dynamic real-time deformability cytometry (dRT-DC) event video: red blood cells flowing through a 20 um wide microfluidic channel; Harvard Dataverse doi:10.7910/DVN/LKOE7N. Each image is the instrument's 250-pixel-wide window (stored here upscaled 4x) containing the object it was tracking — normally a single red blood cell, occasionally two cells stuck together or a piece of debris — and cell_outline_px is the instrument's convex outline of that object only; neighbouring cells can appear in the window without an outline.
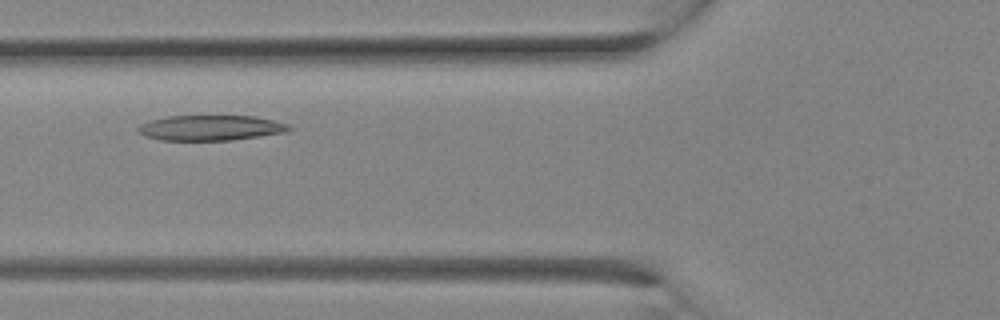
{"species": "Egyptian fruit bat (a non-hibernating species)", "species_latin": "Rousettus aegyptiacus", "temperature_condition": "room temperature", "stored_images_in_passage": 12, "camera_frame_rate_fps": 3000, "um_per_image_px": 0.085, "animal": {"sex": "female"}, "frame": {"image": 1, "passage_image": 6, "time_ms": 1.667, "image_size_px": [1000, 320], "cell_outline_px": [[292, 128], [288, 132], [232, 140], [160, 140], [144, 136], [136, 128], [140, 124], [152, 120], [168, 116], [256, 116], [288, 124]], "centroid_in_image_um": [17.91, 10.87], "position_along_channel_um": 107.9, "area_um2": 22.2}}
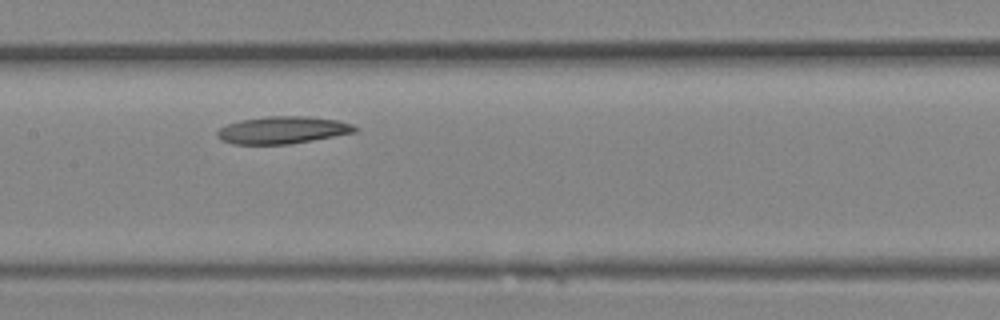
{"frame": {"image": 2, "passage_image": 9, "time_ms": 2.667, "image_size_px": [1000, 320], "cell_outline_px": [[360, 128], [356, 132], [312, 140], [288, 144], [232, 144], [216, 136], [216, 132], [220, 128], [228, 124], [240, 120], [264, 116], [304, 116], [336, 120], [352, 124]], "centroid_in_image_um": [24.02, 11.05], "position_along_channel_um": 183.4, "area_um2": 21.79}}
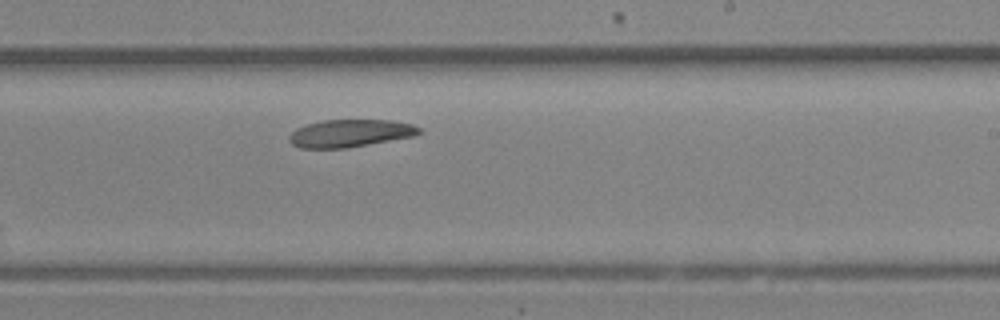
{"frame": {"image": 3, "passage_image": 12, "time_ms": 3.667, "image_size_px": [1000, 320], "cell_outline_px": [[424, 132], [416, 136], [344, 148], [300, 148], [292, 144], [288, 140], [288, 136], [296, 128], [308, 124], [324, 120], [392, 120], [412, 124], [420, 128]], "centroid_in_image_um": [29.78, 11.32], "position_along_channel_um": 259.2, "area_um2": 20.92}}